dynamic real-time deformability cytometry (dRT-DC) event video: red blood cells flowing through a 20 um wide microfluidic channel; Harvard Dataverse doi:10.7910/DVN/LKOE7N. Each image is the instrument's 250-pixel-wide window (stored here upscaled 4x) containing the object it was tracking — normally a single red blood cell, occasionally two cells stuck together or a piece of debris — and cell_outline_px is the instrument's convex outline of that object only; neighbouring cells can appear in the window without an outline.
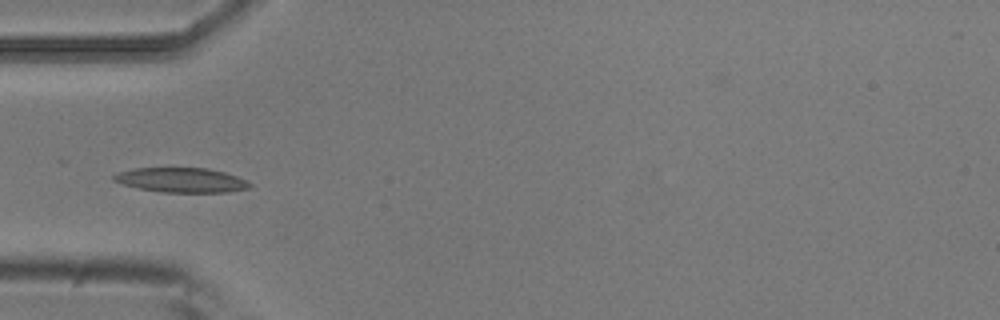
{"species": "common noctule bat (a hibernating species)", "species_latin": "Nyctalus noctula", "temperature_condition": "room temperature", "stored_images_in_passage": 8, "camera_frame_rate_fps": 3000, "um_per_image_px": 0.085, "animal": {"sex": "male", "body_mass_g": 20.5, "forearm_length_mm": 52.5}, "frame": {"image": 1, "passage_image": 4, "time_ms": 1.0, "image_size_px": [1000, 320], "cell_outline_px": [[252, 188], [228, 192], [160, 192], [140, 188], [124, 184], [112, 180], [112, 176], [116, 172], [132, 168], [208, 168], [224, 172], [236, 176], [252, 184]], "centroid_in_image_um": [15.4, 15.3], "position_along_channel_um": 69.6, "area_um2": 19.54}}
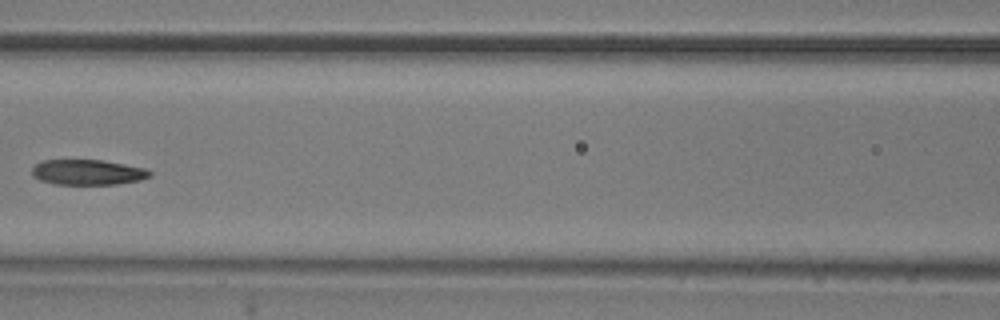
{"frame": {"image": 2, "passage_image": 6, "time_ms": 1.667, "image_size_px": [1000, 320], "cell_outline_px": [[152, 176], [140, 180], [116, 184], [56, 184], [40, 180], [32, 176], [32, 168], [40, 160], [104, 160], [144, 168], [152, 172]], "centroid_in_image_um": [7.45, 14.64], "position_along_channel_um": 159.2, "area_um2": 17.4}}
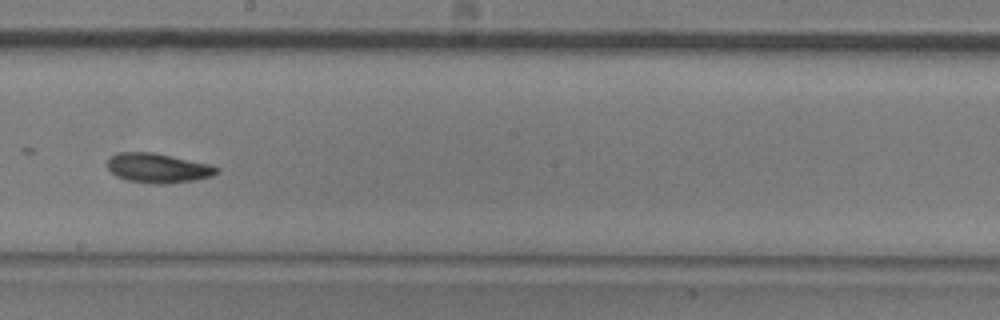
{"frame": {"image": 3, "passage_image": 8, "time_ms": 2.333, "image_size_px": [1000, 320], "cell_outline_px": [[220, 168], [212, 176], [196, 180], [168, 184], [152, 184], [128, 180], [116, 176], [108, 168], [108, 160], [116, 152], [152, 152], [208, 164]], "centroid_in_image_um": [13.41, 14.29], "position_along_channel_um": 234.8, "area_um2": 18.67}}